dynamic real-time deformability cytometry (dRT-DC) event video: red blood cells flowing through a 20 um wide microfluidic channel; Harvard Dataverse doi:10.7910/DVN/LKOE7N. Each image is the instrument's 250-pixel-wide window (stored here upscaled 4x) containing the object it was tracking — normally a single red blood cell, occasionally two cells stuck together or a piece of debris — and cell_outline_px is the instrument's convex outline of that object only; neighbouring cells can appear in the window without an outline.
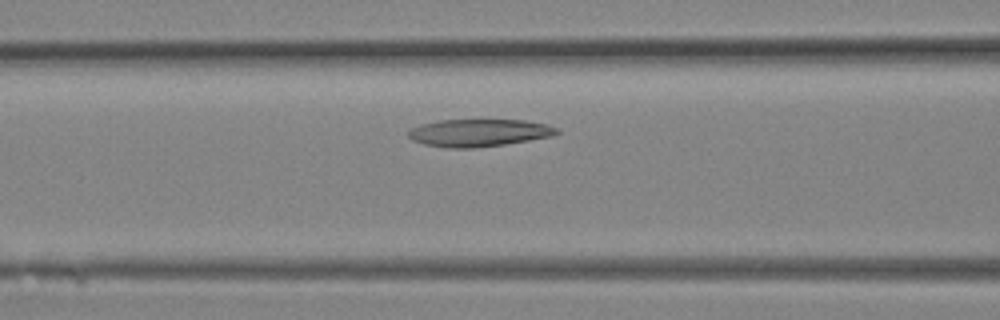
{"species": "Egyptian fruit bat (a non-hibernating species)", "species_latin": "Rousettus aegyptiacus", "temperature_condition": "room temperature", "stored_images_in_passage": 20, "camera_frame_rate_fps": 3000, "um_per_image_px": 0.085, "animal": {"sex": "female"}, "frame": {"image": 1, "passage_image": 4, "time_ms": 1.0, "image_size_px": [1000, 320], "cell_outline_px": [[560, 132], [552, 136], [504, 144], [472, 148], [448, 148], [424, 144], [412, 140], [408, 136], [408, 132], [412, 128], [420, 124], [440, 120], [524, 120], [548, 124], [556, 128]], "centroid_in_image_um": [40.69, 11.28], "position_along_channel_um": 125.9, "area_um2": 23.64}}
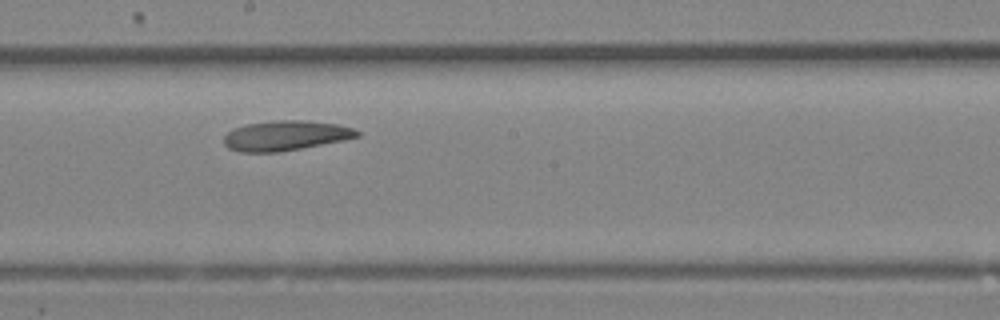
{"frame": {"image": 2, "passage_image": 8, "time_ms": 2.333, "image_size_px": [1000, 320], "cell_outline_px": [[360, 136], [344, 140], [280, 152], [240, 152], [228, 148], [224, 144], [224, 136], [232, 128], [248, 124], [276, 120], [308, 120], [340, 124], [352, 128], [360, 132]], "centroid_in_image_um": [24.28, 11.52], "position_along_channel_um": 223.9, "area_um2": 23.35}}
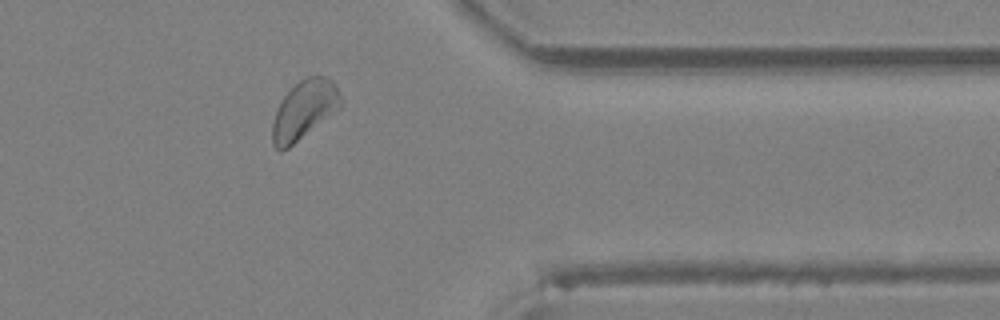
{"frame": {"image": 3, "passage_image": 15, "time_ms": 4.667, "image_size_px": [1000, 320], "cell_outline_px": [[344, 104], [340, 108], [288, 148], [280, 152], [272, 144], [272, 124], [276, 112], [284, 96], [300, 80], [308, 76], [328, 76], [336, 84]], "centroid_in_image_um": [25.88, 9.33], "position_along_channel_um": 385.5, "area_um2": 23.24}}